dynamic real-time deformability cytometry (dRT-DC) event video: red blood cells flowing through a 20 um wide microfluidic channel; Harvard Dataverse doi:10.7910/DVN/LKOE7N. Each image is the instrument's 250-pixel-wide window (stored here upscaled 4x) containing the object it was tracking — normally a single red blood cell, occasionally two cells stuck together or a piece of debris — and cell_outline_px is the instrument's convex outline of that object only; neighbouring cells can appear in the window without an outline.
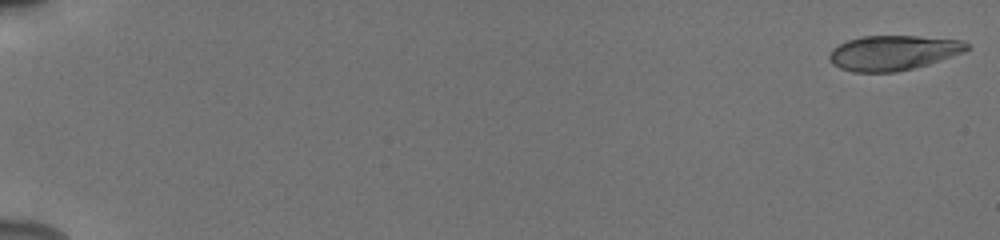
{"species": "human", "species_latin": "Homo sapiens", "temperature_condition": "cold", "stored_images_in_passage": 12, "camera_frame_rate_fps": 3000, "um_per_image_px": 0.085, "donor": {"sex": "male"}, "frame": {"image": 1, "passage_image": 1, "time_ms": 0.0, "image_size_px": [1000, 240], "cell_outline_px": [[968, 48], [964, 52], [928, 64], [896, 72], [852, 72], [840, 68], [832, 64], [828, 60], [828, 56], [832, 48], [848, 40], [864, 36], [916, 36], [964, 40], [968, 44]], "centroid_in_image_um": [75.89, 4.49], "position_along_channel_um": 9.1, "area_um2": 27.92}}
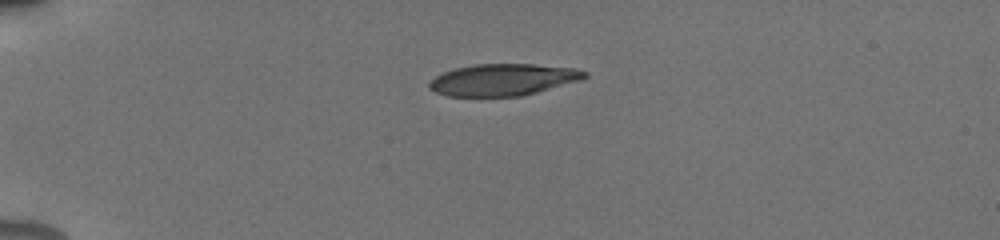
{"frame": {"image": 2, "passage_image": 7, "time_ms": 4.667, "image_size_px": [1000, 240], "cell_outline_px": [[588, 76], [580, 80], [536, 92], [520, 96], [448, 96], [436, 92], [428, 88], [428, 84], [436, 76], [444, 72], [456, 68], [476, 64], [532, 64], [572, 68], [588, 72]], "centroid_in_image_um": [42.75, 6.77], "position_along_channel_um": 42.3, "area_um2": 28.44}}
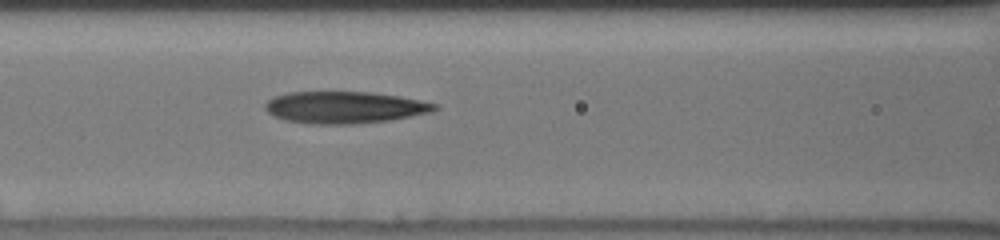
{"frame": {"image": 3, "passage_image": 12, "time_ms": 8.333, "image_size_px": [1000, 240], "cell_outline_px": [[440, 108], [432, 112], [412, 116], [388, 120], [352, 124], [312, 124], [284, 120], [272, 116], [264, 108], [264, 104], [268, 100], [276, 96], [288, 92], [372, 92], [400, 96], [440, 104]], "centroid_in_image_um": [29.31, 9.13], "position_along_channel_um": 137.3, "area_um2": 31.73}}